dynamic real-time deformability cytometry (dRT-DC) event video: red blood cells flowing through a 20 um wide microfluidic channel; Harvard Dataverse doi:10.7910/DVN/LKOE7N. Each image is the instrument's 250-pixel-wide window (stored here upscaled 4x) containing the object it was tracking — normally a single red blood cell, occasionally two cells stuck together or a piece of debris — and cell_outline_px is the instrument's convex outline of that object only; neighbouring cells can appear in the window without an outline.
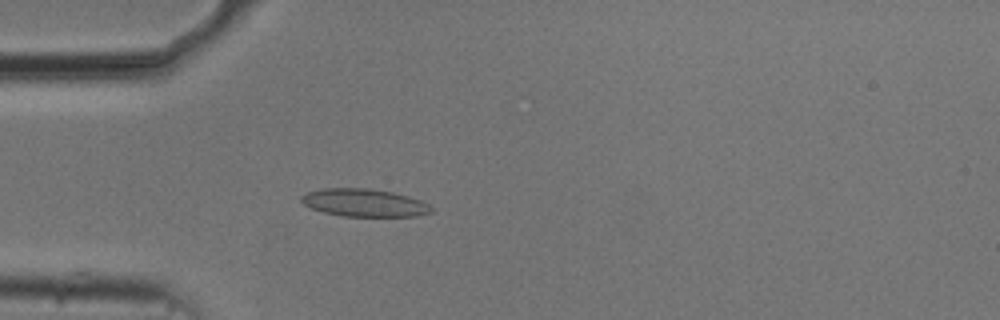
{"species": "common noctule bat (a hibernating species)", "species_latin": "Nyctalus noctula", "temperature_condition": "cold", "stored_images_in_passage": 52, "camera_frame_rate_fps": 3000, "um_per_image_px": 0.085, "animal": {"sex": "male", "body_mass_g": 20.5, "forearm_length_mm": 52.5}, "frame": {"image": 1, "passage_image": 14, "time_ms": 4.333, "image_size_px": [1000, 320], "cell_outline_px": [[432, 212], [416, 216], [344, 216], [324, 212], [312, 208], [304, 204], [300, 200], [300, 196], [308, 192], [324, 188], [368, 188], [392, 192], [408, 196], [420, 200], [428, 204], [432, 208]], "centroid_in_image_um": [30.96, 17.23], "position_along_channel_um": 54.0, "area_um2": 20.87}}
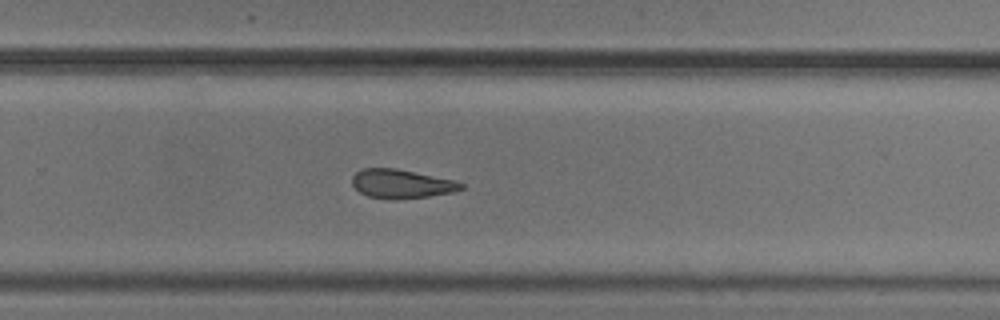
{"frame": {"image": 2, "passage_image": 34, "time_ms": 11.0, "image_size_px": [1000, 320], "cell_outline_px": [[464, 188], [456, 192], [428, 196], [392, 200], [388, 200], [368, 196], [360, 192], [352, 184], [352, 176], [356, 172], [364, 168], [396, 168], [452, 180], [464, 184]], "centroid_in_image_um": [34.11, 15.63], "position_along_channel_um": 295.7, "area_um2": 18.32}}
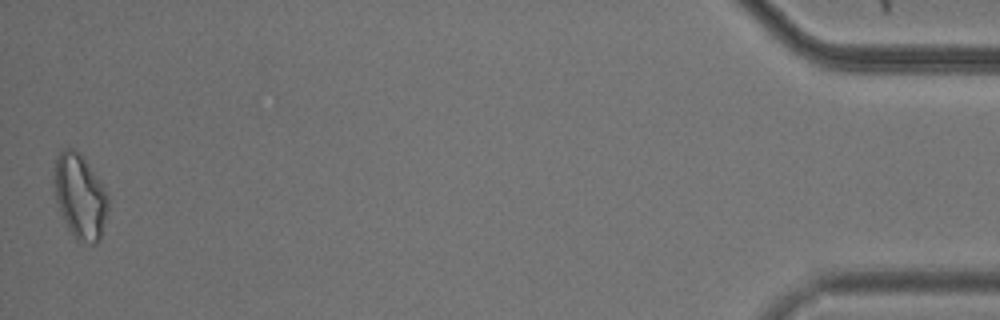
{"frame": {"image": 3, "passage_image": 52, "time_ms": 17.0, "image_size_px": [1000, 320], "cell_outline_px": [[108, 208], [100, 240], [96, 244], [80, 244], [76, 240], [68, 228], [60, 212], [56, 200], [56, 156], [64, 148], [72, 148], [80, 152], [100, 180], [108, 196]], "centroid_in_image_um": [6.83, 16.74], "position_along_channel_um": 428.4, "area_um2": 26.47}, "authors_computed_cell_mechanics": {"area_um2": 20.1722, "velocity_mm_per_s": 3.7244, "shape_relaxation_time_tau1_ms": null, "shape_relaxation_time_tau2_ms": 2.7939, "deformation_change_tau1": null, "deformation_change_tau2": 0.0765}}